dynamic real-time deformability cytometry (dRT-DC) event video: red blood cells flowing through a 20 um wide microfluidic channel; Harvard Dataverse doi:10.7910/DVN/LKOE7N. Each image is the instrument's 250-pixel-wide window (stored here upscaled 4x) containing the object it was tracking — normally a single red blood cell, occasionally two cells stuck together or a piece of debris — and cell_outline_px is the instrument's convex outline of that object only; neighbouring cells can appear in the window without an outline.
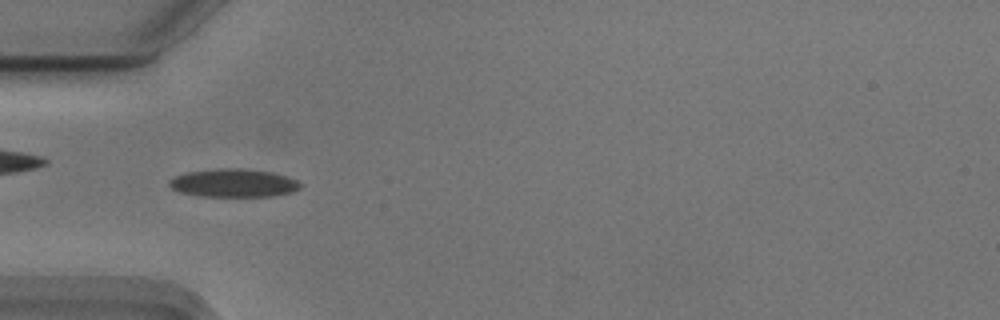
{"species": "Egyptian fruit bat (a non-hibernating species)", "species_latin": "Rousettus aegyptiacus", "temperature_condition": "cold", "stored_images_in_passage": 55, "camera_frame_rate_fps": 3000, "um_per_image_px": 0.085, "animal": {"sex": "male"}, "frame": {"image": 1, "passage_image": 18, "time_ms": 5.667, "image_size_px": [1000, 320], "cell_outline_px": [[300, 188], [292, 192], [276, 196], [196, 196], [180, 192], [172, 188], [168, 184], [168, 180], [176, 176], [188, 172], [220, 168], [240, 168], [272, 172], [296, 180], [300, 184]], "centroid_in_image_um": [19.83, 15.56], "position_along_channel_um": 65.2, "area_um2": 21.44}}
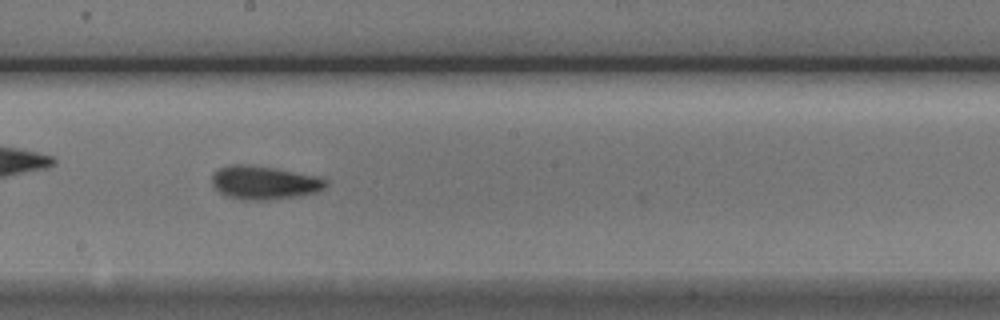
{"frame": {"image": 2, "passage_image": 31, "time_ms": 10.0, "image_size_px": [1000, 320], "cell_outline_px": [[328, 184], [324, 188], [316, 192], [300, 196], [268, 200], [240, 200], [228, 196], [220, 192], [212, 184], [212, 172], [220, 168], [232, 164], [244, 164], [272, 168], [316, 176], [328, 180]], "centroid_in_image_um": [22.45, 15.53], "position_along_channel_um": 225.8, "area_um2": 22.14}}
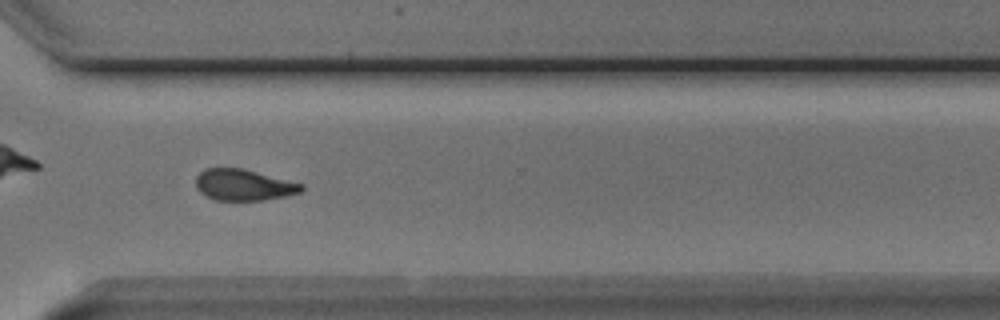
{"frame": {"image": 3, "passage_image": 41, "time_ms": 13.333, "image_size_px": [1000, 320], "cell_outline_px": [[304, 188], [300, 192], [284, 196], [264, 200], [216, 200], [204, 196], [196, 188], [196, 176], [204, 168], [244, 168], [304, 184]], "centroid_in_image_um": [20.69, 15.71], "position_along_channel_um": 349.9, "area_um2": 19.36}, "authors_computed_cell_mechanics": {"area_um2": 20.4034, "velocity_mm_per_s": 3.7283, "shape_relaxation_time_tau1_ms": 3.3068, "shape_relaxation_time_tau2_ms": 3.2554, "deformation_change_tau1": 0.1356, "deformation_change_tau2": 0.1081}}